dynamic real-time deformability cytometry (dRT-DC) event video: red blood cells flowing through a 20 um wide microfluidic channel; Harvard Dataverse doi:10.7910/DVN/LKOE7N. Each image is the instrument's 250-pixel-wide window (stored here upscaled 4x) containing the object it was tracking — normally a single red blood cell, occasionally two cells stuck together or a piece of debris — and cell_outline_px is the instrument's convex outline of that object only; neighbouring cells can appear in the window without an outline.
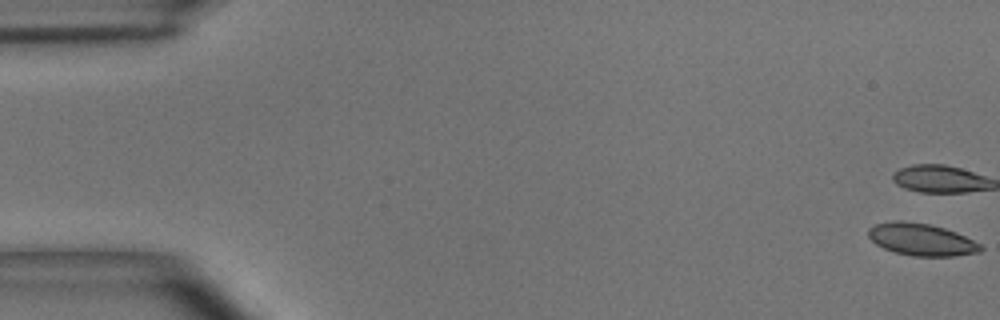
{"species": "common noctule bat (a hibernating species)", "species_latin": "Nyctalus noctula", "temperature_condition": "room temperature", "stored_images_in_passage": 55, "camera_frame_rate_fps": 3000, "um_per_image_px": 0.085, "animal": {"sex": "male", "body_mass_g": 15.6}, "frame": {"image": 1, "passage_image": 1, "time_ms": 0.0, "image_size_px": [1000, 320], "cell_outline_px": [[984, 248], [980, 252], [956, 256], [912, 256], [896, 252], [884, 248], [876, 244], [868, 236], [868, 228], [876, 224], [892, 220], [900, 220], [928, 224], [944, 228], [956, 232], [980, 244]], "centroid_in_image_um": [78.31, 20.36], "position_along_channel_um": 6.7, "area_um2": 20.98}}